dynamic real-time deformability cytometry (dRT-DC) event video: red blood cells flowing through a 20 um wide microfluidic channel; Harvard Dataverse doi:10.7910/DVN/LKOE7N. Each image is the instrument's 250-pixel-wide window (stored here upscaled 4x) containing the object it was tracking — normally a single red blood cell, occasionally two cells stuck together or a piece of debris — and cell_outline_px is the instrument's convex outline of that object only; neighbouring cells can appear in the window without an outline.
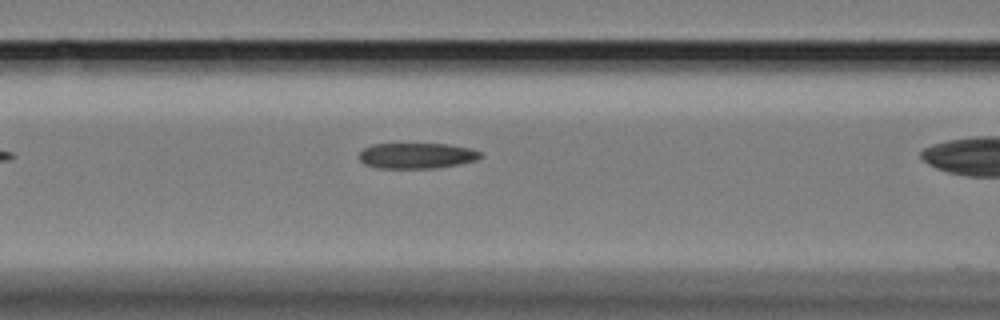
{"species": "Egyptian fruit bat (a non-hibernating species)", "species_latin": "Rousettus aegyptiacus", "temperature_condition": "cold", "stored_images_in_passage": 15, "camera_frame_rate_fps": 3000, "um_per_image_px": 0.085, "animal": {"sex": "female"}, "frame": {"image": 1, "passage_image": 11, "time_ms": 3.333, "image_size_px": [1000, 320], "cell_outline_px": [[484, 156], [476, 160], [436, 168], [376, 168], [364, 164], [356, 156], [364, 148], [372, 144], [448, 144], [472, 148], [480, 152]], "centroid_in_image_um": [35.39, 13.23], "position_along_channel_um": 131.2, "area_um2": 18.26}}